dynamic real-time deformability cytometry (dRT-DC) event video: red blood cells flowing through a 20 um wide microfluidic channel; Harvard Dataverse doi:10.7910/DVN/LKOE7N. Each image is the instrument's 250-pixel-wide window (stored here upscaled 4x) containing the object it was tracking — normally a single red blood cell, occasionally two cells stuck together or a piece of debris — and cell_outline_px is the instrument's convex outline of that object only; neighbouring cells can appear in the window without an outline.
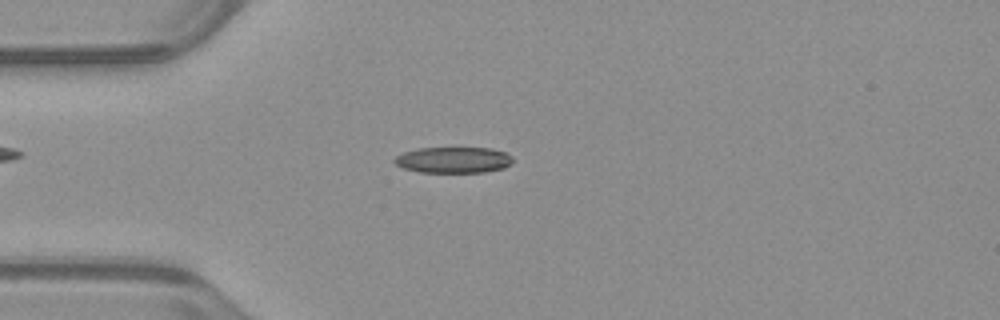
{"species": "common noctule bat (a hibernating species)", "species_latin": "Nyctalus noctula", "temperature_condition": "warm", "stored_images_in_passage": 32, "camera_frame_rate_fps": 3000, "um_per_image_px": 0.085, "animal": {"sex": "male", "body_mass_g": 23.1, "forearm_length_mm": 52.7}, "frame": {"image": 1, "passage_image": 13, "time_ms": 4.0, "image_size_px": [1000, 320], "cell_outline_px": [[512, 164], [504, 168], [484, 172], [420, 172], [404, 168], [396, 164], [392, 160], [396, 156], [404, 152], [416, 148], [492, 148], [504, 152], [512, 156]], "centroid_in_image_um": [38.55, 13.59], "position_along_channel_um": 46.5, "area_um2": 17.98}}
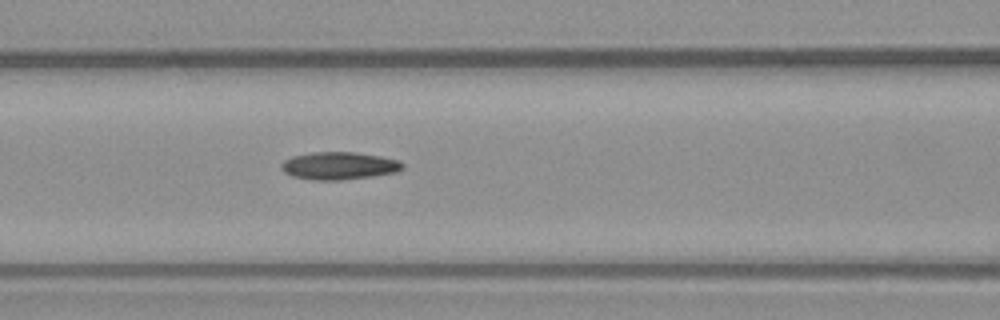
{"frame": {"image": 2, "passage_image": 21, "time_ms": 6.667, "image_size_px": [1000, 320], "cell_outline_px": [[404, 168], [396, 172], [372, 176], [340, 180], [312, 180], [292, 176], [284, 172], [280, 168], [280, 164], [284, 160], [292, 156], [312, 152], [356, 152], [380, 156], [400, 160], [404, 164]], "centroid_in_image_um": [28.81, 14.08], "position_along_channel_um": 137.8, "area_um2": 19.65}}
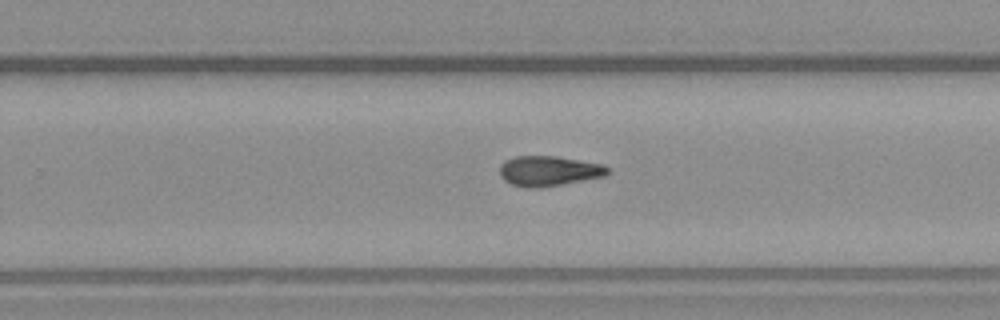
{"frame": {"image": 3, "passage_image": 32, "time_ms": 10.333, "image_size_px": [1000, 320], "cell_outline_px": [[608, 172], [604, 176], [540, 188], [524, 188], [512, 184], [504, 180], [500, 176], [500, 164], [504, 160], [516, 156], [556, 156], [604, 164], [608, 168]], "centroid_in_image_um": [46.61, 14.53], "position_along_channel_um": 283.2, "area_um2": 18.96}}